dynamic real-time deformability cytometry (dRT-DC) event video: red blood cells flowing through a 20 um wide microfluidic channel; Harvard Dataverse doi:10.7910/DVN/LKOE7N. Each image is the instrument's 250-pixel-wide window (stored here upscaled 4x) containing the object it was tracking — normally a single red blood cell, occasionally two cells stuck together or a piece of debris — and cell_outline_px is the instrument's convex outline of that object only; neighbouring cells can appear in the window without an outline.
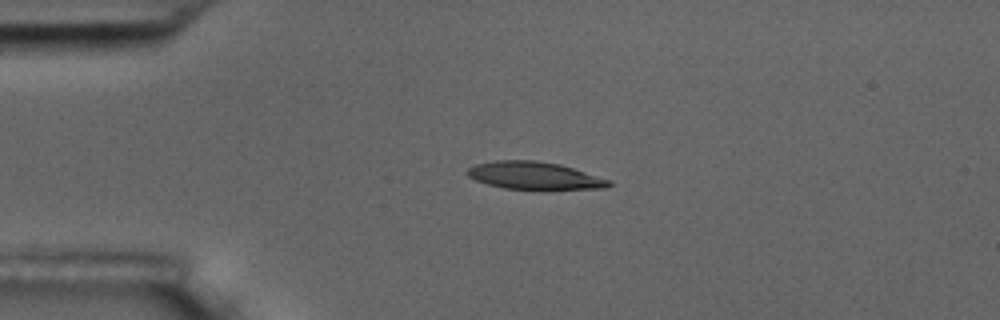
{"species": "common noctule bat (a hibernating species)", "species_latin": "Nyctalus noctula", "temperature_condition": "room temperature", "stored_images_in_passage": 3, "camera_frame_rate_fps": 3000, "um_per_image_px": 0.085, "animal": {"sex": "male", "body_mass_g": 17.5, "forearm_length_mm": 52.3}, "frame": {"image": 1, "passage_image": 2, "time_ms": 2.0, "image_size_px": [1000, 320], "cell_outline_px": [[612, 184], [608, 188], [504, 188], [488, 184], [476, 180], [468, 176], [464, 172], [468, 168], [476, 164], [496, 160], [536, 160], [560, 164], [612, 180]], "centroid_in_image_um": [45.41, 14.9], "position_along_channel_um": 39.6, "area_um2": 22.37}}